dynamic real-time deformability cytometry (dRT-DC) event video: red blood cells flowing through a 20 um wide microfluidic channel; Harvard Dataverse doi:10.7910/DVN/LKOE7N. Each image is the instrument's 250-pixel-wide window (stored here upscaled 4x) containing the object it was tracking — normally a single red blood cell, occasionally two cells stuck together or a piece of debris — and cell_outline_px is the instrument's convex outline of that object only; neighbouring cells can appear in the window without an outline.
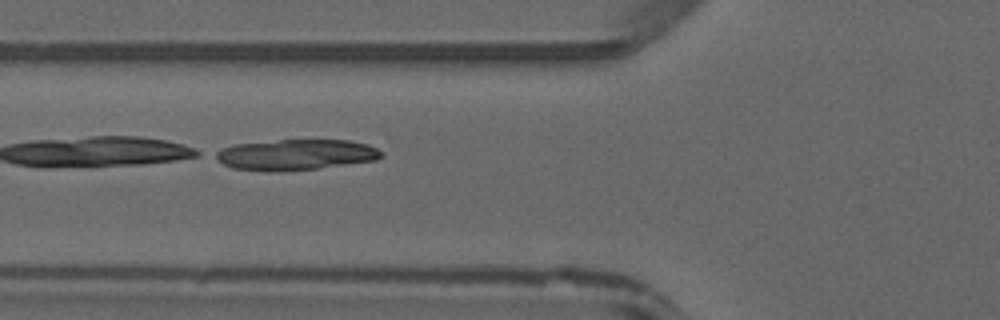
{"species": "common noctule bat (a hibernating species)", "species_latin": "Nyctalus noctula", "temperature_condition": "warm", "stored_images_in_passage": 18, "camera_frame_rate_fps": 3000, "um_per_image_px": 0.085, "animal": {"sex": "male", "forearm_length_mm": 52.5}, "frame": {"image": 1, "passage_image": 18, "time_ms": 5.667, "image_size_px": [1000, 320], "cell_outline_px": [[380, 156], [376, 160], [316, 168], [268, 172], [232, 168], [224, 164], [212, 156], [212, 152], [220, 148], [236, 144], [280, 140], [348, 140], [368, 144], [376, 148], [380, 152]], "centroid_in_image_um": [25.04, 13.14], "position_along_channel_um": 100.8, "area_um2": 29.54}}